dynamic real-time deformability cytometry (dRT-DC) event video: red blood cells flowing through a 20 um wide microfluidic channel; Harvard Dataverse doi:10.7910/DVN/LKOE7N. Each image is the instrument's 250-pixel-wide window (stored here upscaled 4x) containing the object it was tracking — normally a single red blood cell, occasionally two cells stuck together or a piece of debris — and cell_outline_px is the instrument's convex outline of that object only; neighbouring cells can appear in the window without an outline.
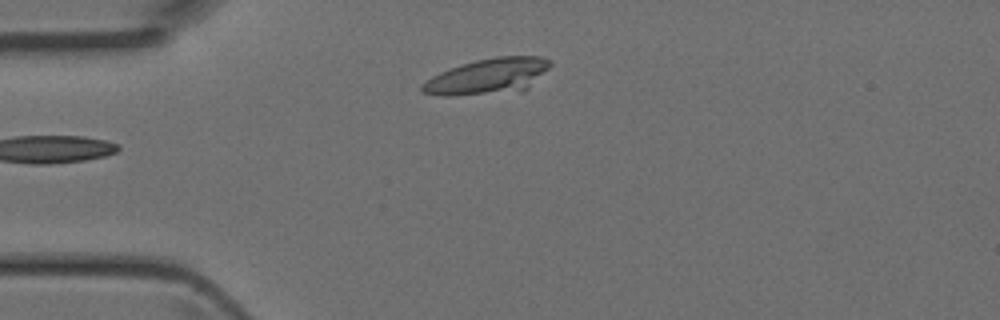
{"species": "Egyptian fruit bat (a non-hibernating species)", "species_latin": "Rousettus aegyptiacus", "temperature_condition": "room temperature", "stored_images_in_passage": 5, "camera_frame_rate_fps": 3000, "um_per_image_px": 0.085, "animal": {"sex": "female"}, "frame": {"image": 1, "passage_image": 5, "time_ms": 1.333, "image_size_px": [1000, 320], "cell_outline_px": [[552, 64], [524, 92], [448, 96], [444, 96], [420, 92], [420, 84], [432, 76], [440, 72], [460, 64], [476, 60], [496, 56], [544, 56], [552, 60]], "centroid_in_image_um": [41.47, 6.49], "position_along_channel_um": 43.5, "area_um2": 27.11}}